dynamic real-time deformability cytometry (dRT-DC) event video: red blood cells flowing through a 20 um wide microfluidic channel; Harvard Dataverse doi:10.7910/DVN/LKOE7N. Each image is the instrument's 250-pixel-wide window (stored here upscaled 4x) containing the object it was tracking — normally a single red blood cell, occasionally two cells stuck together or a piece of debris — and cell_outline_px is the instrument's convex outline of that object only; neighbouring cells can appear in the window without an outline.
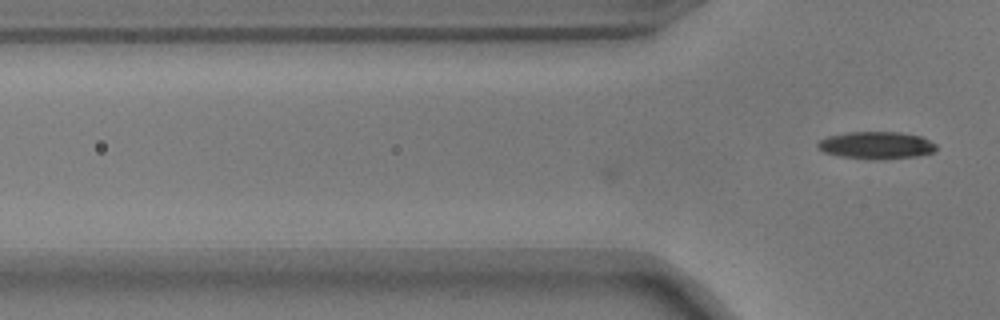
{"species": "common noctule bat (a hibernating species)", "species_latin": "Nyctalus noctula", "temperature_condition": "warm", "stored_images_in_passage": 14, "camera_frame_rate_fps": 3000, "um_per_image_px": 0.085, "animal": {"sex": "male", "body_mass_g": 17.9}, "frame": {"image": 1, "passage_image": 14, "time_ms": 4.333, "image_size_px": [1000, 320], "cell_outline_px": [[936, 148], [932, 152], [916, 156], [840, 156], [824, 152], [816, 148], [816, 144], [820, 140], [828, 136], [848, 132], [900, 132], [920, 136], [936, 144]], "centroid_in_image_um": [74.44, 12.28], "position_along_channel_um": 51.4, "area_um2": 17.69}}